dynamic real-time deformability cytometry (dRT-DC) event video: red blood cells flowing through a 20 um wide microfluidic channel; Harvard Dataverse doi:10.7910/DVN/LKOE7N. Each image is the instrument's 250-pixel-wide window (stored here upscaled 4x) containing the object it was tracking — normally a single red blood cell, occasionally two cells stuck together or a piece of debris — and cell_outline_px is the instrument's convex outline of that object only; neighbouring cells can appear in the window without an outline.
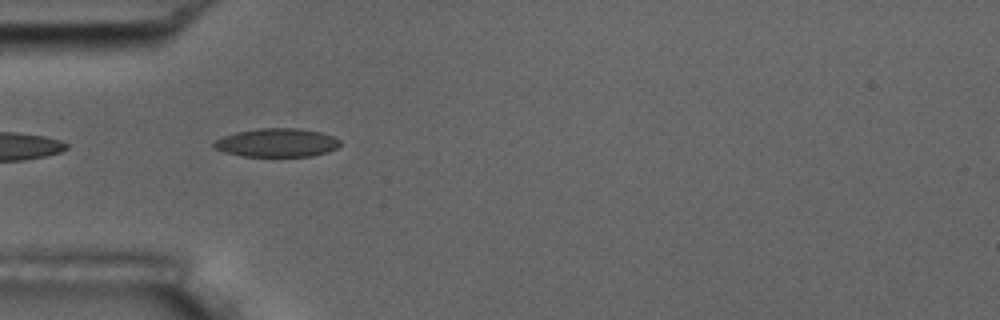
{"species": "common noctule bat (a hibernating species)", "species_latin": "Nyctalus noctula", "temperature_condition": "room temperature", "stored_images_in_passage": 39, "camera_frame_rate_fps": 3000, "um_per_image_px": 0.085, "animal": {"sex": "male", "body_mass_g": 17.5, "forearm_length_mm": 52.3}, "frame": {"image": 1, "passage_image": 1, "time_ms": 0.0, "image_size_px": [1000, 320], "cell_outline_px": [[340, 144], [336, 148], [328, 152], [312, 156], [240, 156], [224, 152], [212, 148], [212, 144], [216, 140], [224, 136], [236, 132], [256, 128], [300, 128], [320, 132], [332, 136], [340, 140]], "centroid_in_image_um": [23.51, 12.13], "position_along_channel_um": 61.5, "area_um2": 21.1}}
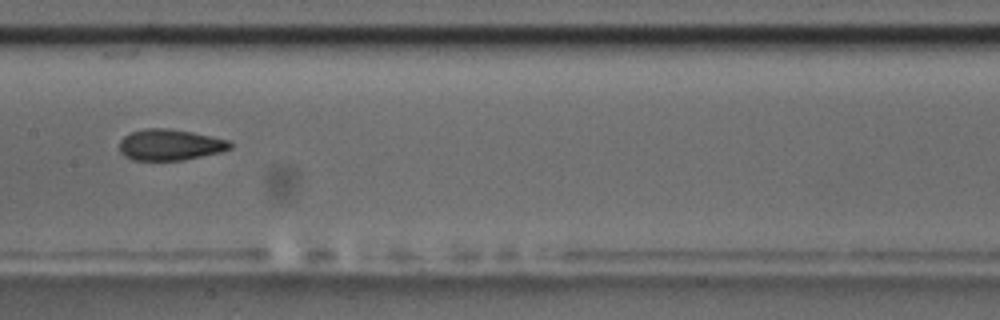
{"frame": {"image": 2, "passage_image": 12, "time_ms": 3.667, "image_size_px": [1000, 320], "cell_outline_px": [[232, 148], [220, 152], [184, 160], [132, 160], [124, 156], [120, 152], [120, 140], [124, 136], [132, 132], [144, 128], [168, 128], [192, 132], [212, 136], [228, 140], [232, 144]], "centroid_in_image_um": [14.44, 12.31], "position_along_channel_um": 193.0, "area_um2": 20.11}, "authors_computed_cell_mechanics": {"area_um2": 20.4034, "velocity_mm_per_s": 3.6442, "shape_relaxation_time_tau1_ms": 8.1316, "shape_relaxation_time_tau2_ms": 2.2921, "deformation_change_tau1": 0.1821, "deformation_change_tau2": 0.0864}}